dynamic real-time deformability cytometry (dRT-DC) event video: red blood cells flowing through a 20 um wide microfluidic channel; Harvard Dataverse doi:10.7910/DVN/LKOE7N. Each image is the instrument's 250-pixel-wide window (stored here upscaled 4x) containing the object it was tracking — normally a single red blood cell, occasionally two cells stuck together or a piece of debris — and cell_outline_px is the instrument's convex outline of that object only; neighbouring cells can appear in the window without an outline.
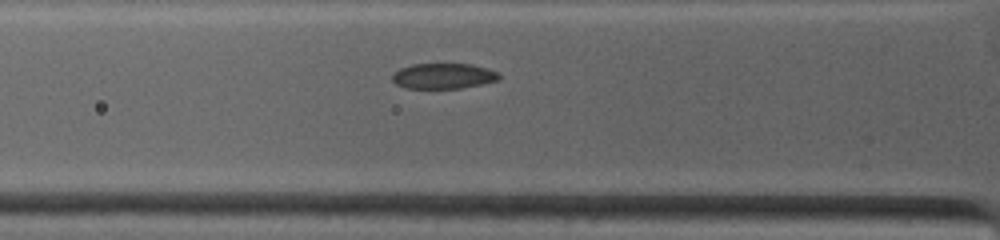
{"species": "common noctule bat (a hibernating species)", "species_latin": "Nyctalus noctula", "temperature_condition": "warm", "stored_images_in_passage": 33, "camera_frame_rate_fps": 4500, "um_per_image_px": 0.085, "animal": {"sex": "female", "body_mass_g": 19.0, "forearm_length_mm": 53.3}, "frame": {"image": 1, "passage_image": 6, "time_ms": 2.667, "image_size_px": [1000, 240], "cell_outline_px": [[500, 80], [460, 88], [404, 88], [396, 84], [392, 80], [392, 72], [400, 68], [412, 64], [472, 64], [488, 68], [496, 72], [500, 76]], "centroid_in_image_um": [37.66, 6.45], "position_along_channel_um": 88.1, "area_um2": 15.9}}
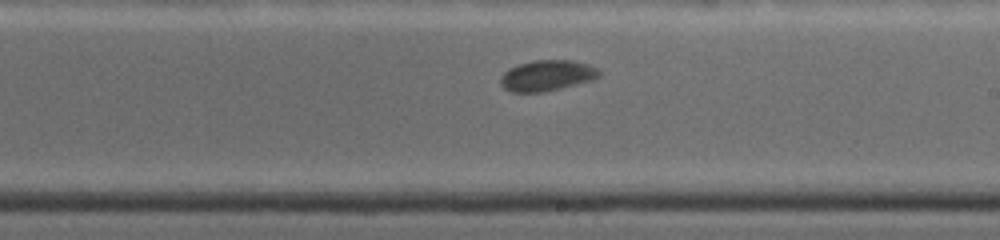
{"frame": {"image": 2, "passage_image": 17, "time_ms": 6.667, "image_size_px": [1000, 240], "cell_outline_px": [[600, 76], [596, 80], [560, 88], [540, 92], [512, 92], [504, 88], [500, 84], [500, 76], [508, 68], [532, 60], [572, 60], [588, 64], [596, 68], [600, 72]], "centroid_in_image_um": [46.5, 6.42], "position_along_channel_um": 242.5, "area_um2": 17.8}}
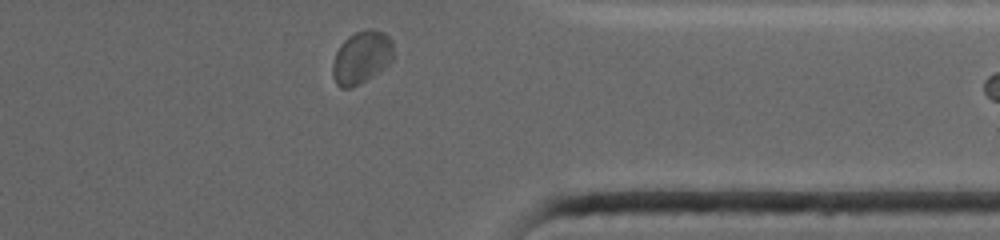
{"frame": {"image": 3, "passage_image": 32, "time_ms": 10.444, "image_size_px": [1000, 240], "cell_outline_px": [[392, 60], [380, 72], [352, 88], [340, 88], [336, 84], [332, 76], [332, 64], [336, 52], [340, 44], [348, 36], [356, 32], [368, 28], [372, 28], [384, 32], [392, 40]], "centroid_in_image_um": [30.71, 4.88], "position_along_channel_um": 380.7, "area_um2": 18.9}}